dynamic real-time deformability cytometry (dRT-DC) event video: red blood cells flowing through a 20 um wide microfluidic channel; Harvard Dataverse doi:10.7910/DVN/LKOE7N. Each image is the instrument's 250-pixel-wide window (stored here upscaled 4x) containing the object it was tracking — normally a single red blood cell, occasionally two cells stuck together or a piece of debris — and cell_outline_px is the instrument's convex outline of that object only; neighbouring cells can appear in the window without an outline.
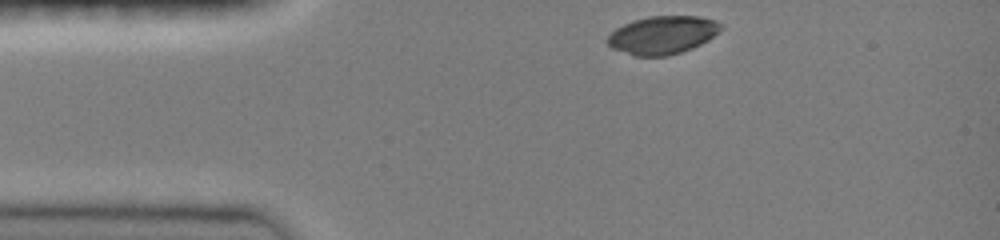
{"species": "common noctule bat (a hibernating species)", "species_latin": "Nyctalus noctula", "temperature_condition": "room temperature", "stored_images_in_passage": 34, "camera_frame_rate_fps": 3000, "um_per_image_px": 0.085, "animal": {"sex": "female", "body_mass_g": 19.0, "forearm_length_mm": 51.5}, "frame": {"image": 1, "passage_image": 1, "time_ms": 0.0, "image_size_px": [1000, 240], "cell_outline_px": [[724, 28], [708, 40], [692, 48], [668, 56], [632, 56], [612, 48], [604, 40], [616, 28], [632, 20], [648, 16], [700, 16], [716, 20], [724, 24]], "centroid_in_image_um": [56.33, 2.97], "position_along_channel_um": 28.7, "area_um2": 25.49}}
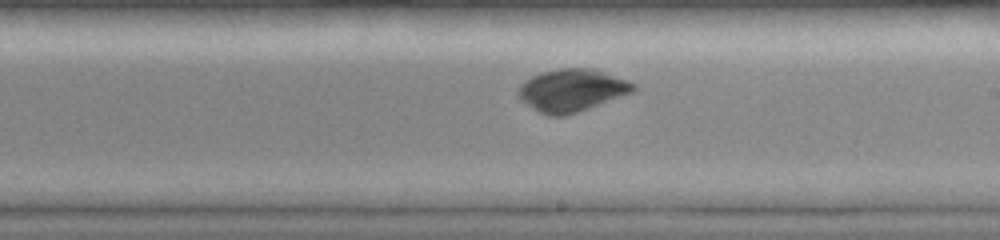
{"frame": {"image": 2, "passage_image": 20, "time_ms": 6.333, "image_size_px": [1000, 240], "cell_outline_px": [[636, 88], [632, 92], [588, 108], [564, 116], [548, 116], [540, 112], [516, 96], [516, 88], [524, 80], [540, 72], [560, 68], [592, 68], [628, 80], [636, 84]], "centroid_in_image_um": [48.56, 7.66], "position_along_channel_um": 240.4, "area_um2": 28.38}}
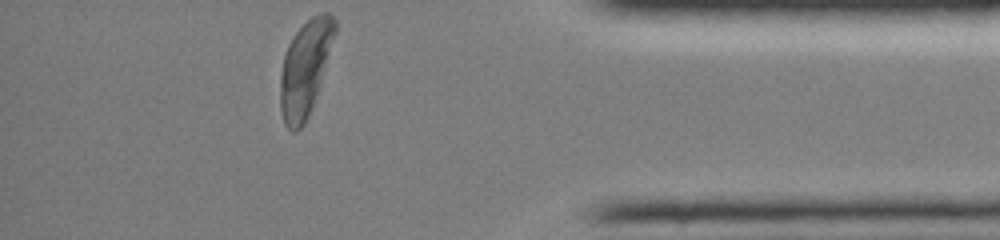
{"frame": {"image": 3, "passage_image": 34, "time_ms": 11.0, "image_size_px": [1000, 240], "cell_outline_px": [[336, 32], [308, 116], [304, 124], [296, 132], [292, 132], [284, 124], [280, 112], [280, 76], [284, 56], [288, 44], [296, 32], [312, 16], [320, 12], [328, 12], [336, 20]], "centroid_in_image_um": [25.91, 5.8], "position_along_channel_um": 409.3, "area_um2": 29.71}, "authors_computed_cell_mechanics": {"area_um2": 28.5532, "velocity_mm_per_s": 4.0255, "shape_relaxation_time_tau1_ms": 8.3213, "shape_relaxation_time_tau2_ms": null, "deformation_change_tau1": 0.3879, "deformation_change_tau2": null}}